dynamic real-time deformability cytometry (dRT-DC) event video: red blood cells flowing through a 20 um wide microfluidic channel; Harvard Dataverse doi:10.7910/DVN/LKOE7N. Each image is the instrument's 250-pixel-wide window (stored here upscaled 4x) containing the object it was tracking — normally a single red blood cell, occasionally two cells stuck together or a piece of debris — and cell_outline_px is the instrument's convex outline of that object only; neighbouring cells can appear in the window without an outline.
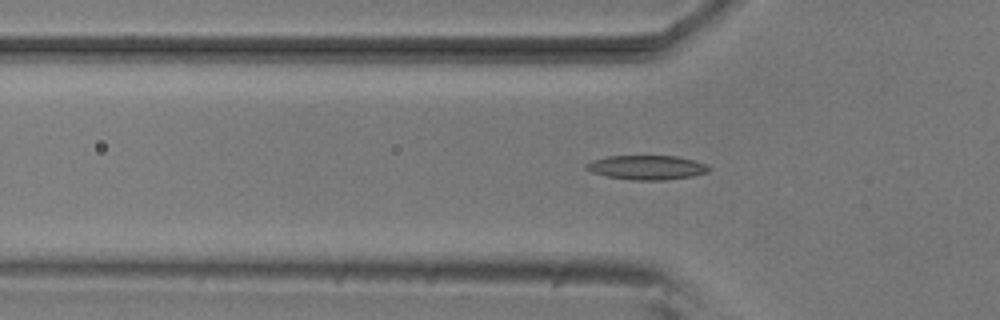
{"species": "common noctule bat (a hibernating species)", "species_latin": "Nyctalus noctula", "temperature_condition": "room temperature", "stored_images_in_passage": 39, "camera_frame_rate_fps": 3000, "um_per_image_px": 0.085, "animal": {"sex": "male", "body_mass_g": 20.5, "forearm_length_mm": 52.5}, "frame": {"image": 1, "passage_image": 8, "time_ms": 2.333, "image_size_px": [1000, 320], "cell_outline_px": [[712, 168], [708, 172], [692, 176], [664, 180], [632, 180], [608, 176], [592, 172], [584, 168], [584, 164], [592, 160], [608, 156], [676, 156], [692, 160], [704, 164]], "centroid_in_image_um": [54.95, 14.23], "position_along_channel_um": 70.8, "area_um2": 17.28}}
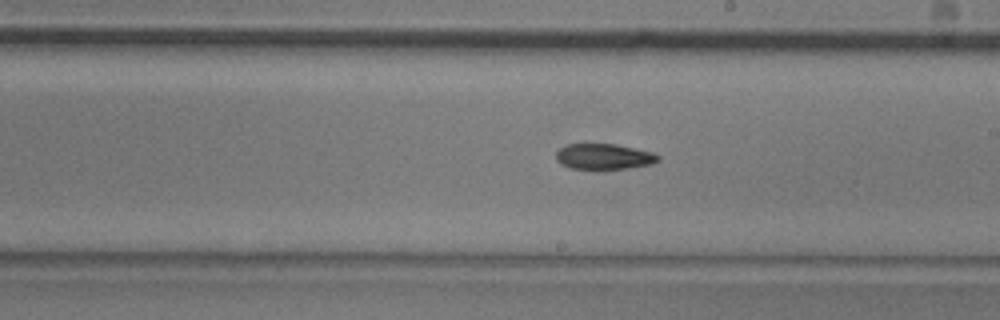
{"frame": {"image": 2, "passage_image": 21, "time_ms": 6.667, "image_size_px": [1000, 320], "cell_outline_px": [[660, 160], [652, 164], [604, 172], [596, 172], [572, 168], [560, 164], [556, 160], [556, 152], [560, 148], [568, 144], [616, 144], [652, 152], [660, 156]], "centroid_in_image_um": [51.32, 13.36], "position_along_channel_um": 237.7, "area_um2": 16.01}}
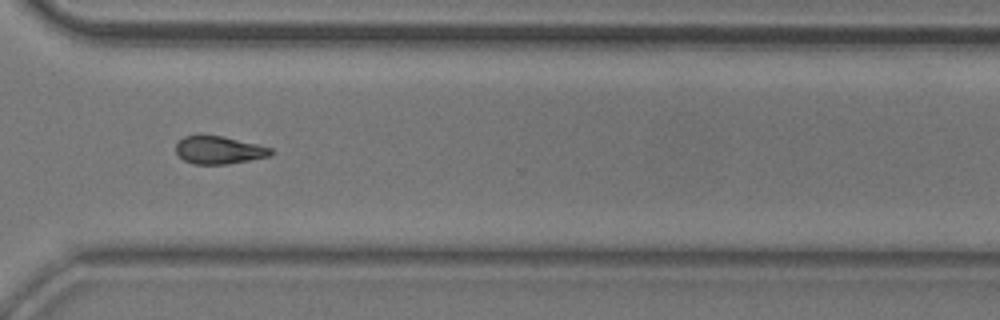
{"frame": {"image": 3, "passage_image": 30, "time_ms": 9.667, "image_size_px": [1000, 320], "cell_outline_px": [[272, 152], [268, 156], [228, 164], [192, 164], [184, 160], [176, 152], [176, 144], [184, 136], [200, 132], [224, 136], [272, 148]], "centroid_in_image_um": [18.54, 12.71], "position_along_channel_um": 352.1, "area_um2": 15.66}, "authors_computed_cell_mechanics": {"area_um2": 15.6638, "velocity_mm_per_s": 3.8292, "shape_relaxation_time_tau1_ms": 7.7253, "shape_relaxation_time_tau2_ms": null, "deformation_change_tau1": 0.1732, "deformation_change_tau2": null}}